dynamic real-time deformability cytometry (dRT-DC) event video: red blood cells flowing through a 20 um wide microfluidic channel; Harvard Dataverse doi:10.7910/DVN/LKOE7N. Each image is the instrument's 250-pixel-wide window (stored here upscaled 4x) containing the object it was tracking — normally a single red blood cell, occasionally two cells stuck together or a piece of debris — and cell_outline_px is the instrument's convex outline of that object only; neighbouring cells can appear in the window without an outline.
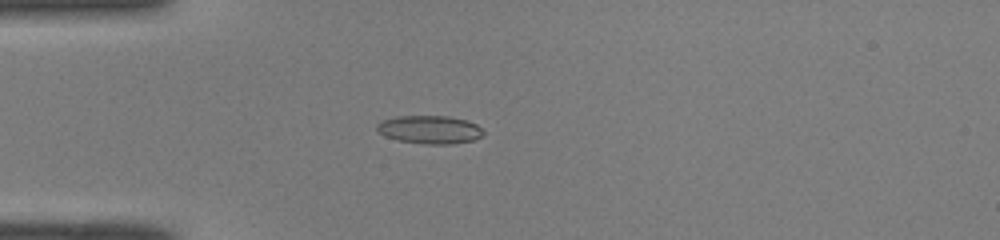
{"species": "common noctule bat (a hibernating species)", "species_latin": "Nyctalus noctula", "temperature_condition": "room temperature", "stored_images_in_passage": 41, "camera_frame_rate_fps": 3000, "um_per_image_px": 0.085, "animal": {"sex": "male", "body_mass_g": 19.0, "forearm_length_mm": 50.8}, "frame": {"image": 1, "passage_image": 5, "time_ms": 1.333, "image_size_px": [1000, 240], "cell_outline_px": [[484, 132], [480, 136], [472, 140], [448, 144], [428, 144], [396, 140], [384, 136], [376, 128], [376, 124], [384, 120], [396, 116], [448, 116], [464, 120], [476, 124]], "centroid_in_image_um": [36.48, 11.01], "position_along_channel_um": 48.5, "area_um2": 17.22}}
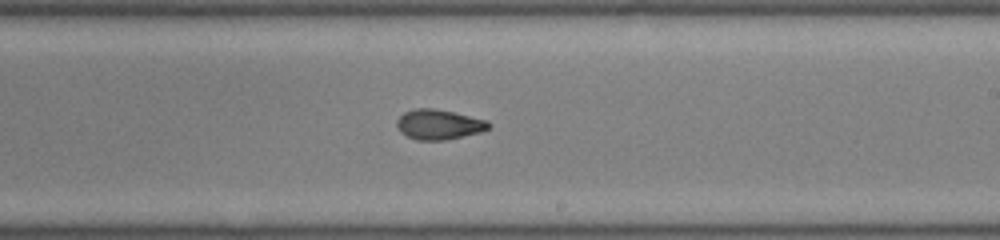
{"frame": {"image": 2, "passage_image": 21, "time_ms": 6.667, "image_size_px": [1000, 240], "cell_outline_px": [[492, 124], [488, 128], [480, 132], [444, 140], [416, 140], [400, 132], [396, 124], [396, 120], [404, 112], [416, 108], [432, 108], [452, 112], [488, 120]], "centroid_in_image_um": [37.28, 10.58], "position_along_channel_um": 251.7, "area_um2": 15.95}}
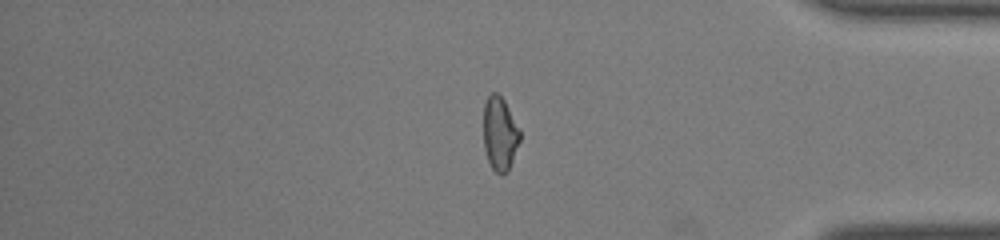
{"frame": {"image": 3, "passage_image": 33, "time_ms": 10.667, "image_size_px": [1000, 240], "cell_outline_px": [[520, 140], [508, 172], [500, 176], [492, 168], [488, 160], [484, 148], [484, 104], [488, 96], [492, 92], [496, 92], [504, 100], [520, 128]], "centroid_in_image_um": [42.49, 11.38], "position_along_channel_um": 392.7, "area_um2": 15.72}, "authors_computed_cell_mechanics": {"area_um2": 16.184, "velocity_mm_per_s": 4.0882, "shape_relaxation_time_tau1_ms": null, "shape_relaxation_time_tau2_ms": 2.1166, "deformation_change_tau1": null, "deformation_change_tau2": 0.0778}}